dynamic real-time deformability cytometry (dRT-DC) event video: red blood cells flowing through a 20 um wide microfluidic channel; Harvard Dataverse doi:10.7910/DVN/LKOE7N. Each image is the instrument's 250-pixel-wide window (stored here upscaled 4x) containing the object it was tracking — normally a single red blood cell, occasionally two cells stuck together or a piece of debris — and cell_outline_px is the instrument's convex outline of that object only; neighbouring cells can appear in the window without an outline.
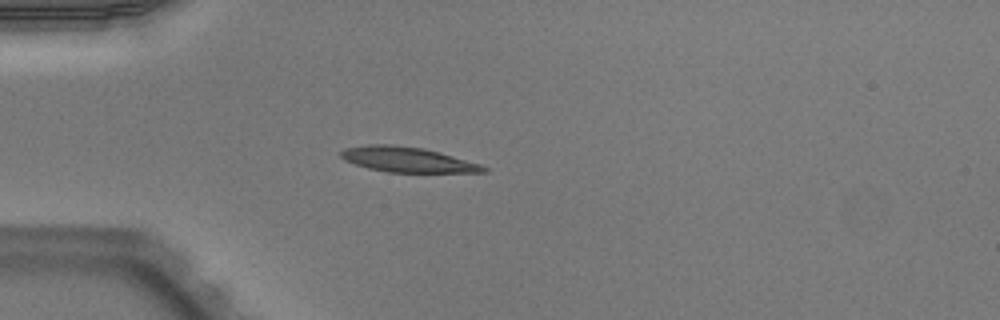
{"species": "Egyptian fruit bat (a non-hibernating species)", "species_latin": "Rousettus aegyptiacus", "temperature_condition": "warm", "stored_images_in_passage": 37, "camera_frame_rate_fps": 3000, "um_per_image_px": 0.085, "animal": {"sex": "male"}, "frame": {"image": 1, "passage_image": 1, "time_ms": 0.0, "image_size_px": [1000, 320], "cell_outline_px": [[488, 172], [388, 172], [368, 168], [344, 160], [340, 156], [340, 152], [344, 148], [368, 144], [392, 144], [424, 148], [440, 152], [480, 164], [488, 168]], "centroid_in_image_um": [34.61, 13.55], "position_along_channel_um": 50.4, "area_um2": 20.87}}
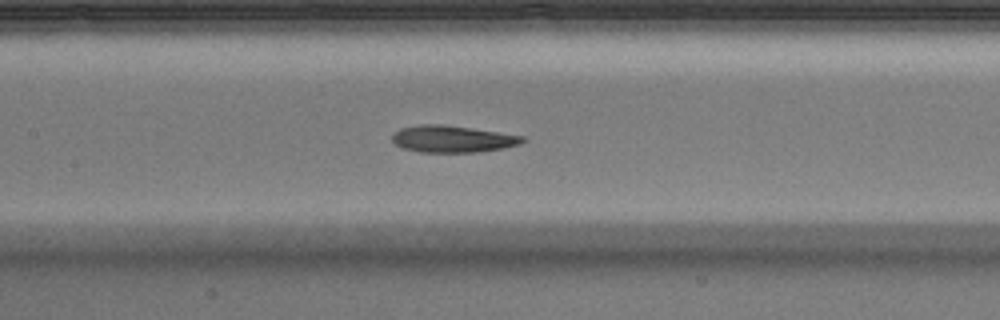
{"frame": {"image": 2, "passage_image": 11, "time_ms": 3.333, "image_size_px": [1000, 320], "cell_outline_px": [[524, 140], [520, 144], [504, 148], [476, 152], [420, 152], [404, 148], [396, 144], [392, 140], [392, 132], [400, 128], [420, 124], [440, 124], [524, 136]], "centroid_in_image_um": [38.41, 11.81], "position_along_channel_um": 169.0, "area_um2": 20.17}}
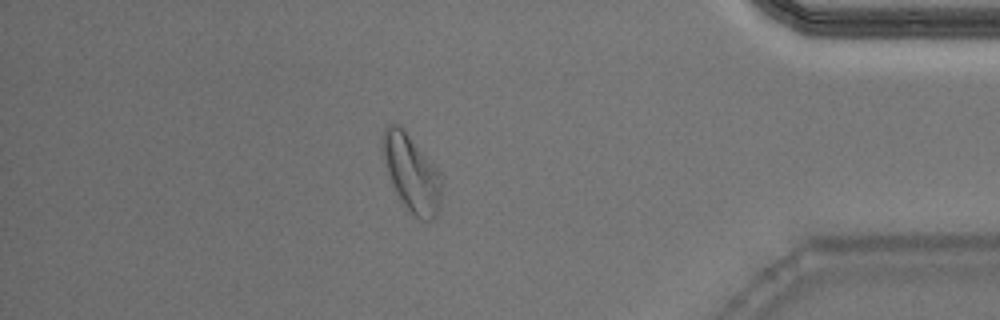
{"frame": {"image": 3, "passage_image": 31, "time_ms": 10.0, "image_size_px": [1000, 320], "cell_outline_px": [[444, 184], [440, 208], [436, 216], [432, 220], [420, 220], [404, 204], [396, 192], [388, 176], [380, 148], [384, 128], [388, 124], [396, 124], [404, 128], [440, 172]], "centroid_in_image_um": [35.0, 14.7], "position_along_channel_um": 400.2, "area_um2": 26.88}, "authors_computed_cell_mechanics": {"area_um2": 20.9814, "velocity_mm_per_s": 3.9681, "shape_relaxation_time_tau1_ms": 9.4423, "shape_relaxation_time_tau2_ms": 3.0654, "deformation_change_tau1": 0.2597, "deformation_change_tau2": 0.1076}}